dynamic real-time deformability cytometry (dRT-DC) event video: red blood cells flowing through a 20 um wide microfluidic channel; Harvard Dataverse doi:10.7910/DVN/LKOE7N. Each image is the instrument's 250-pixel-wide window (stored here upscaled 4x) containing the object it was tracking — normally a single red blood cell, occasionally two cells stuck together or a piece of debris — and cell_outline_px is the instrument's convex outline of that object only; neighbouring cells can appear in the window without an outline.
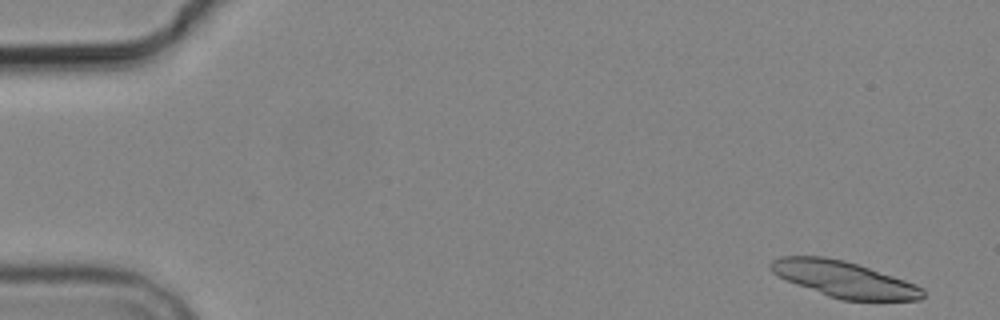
{"species": "common noctule bat (a hibernating species)", "species_latin": "Nyctalus noctula", "temperature_condition": "cold", "stored_images_in_passage": 3, "camera_frame_rate_fps": 3000, "um_per_image_px": 0.085, "animal": {"sex": "male", "body_mass_g": 19.2, "forearm_length_mm": 51.8}, "frame": {"image": 1, "passage_image": 1, "time_ms": 0.0, "image_size_px": [1000, 320], "cell_outline_px": [[924, 296], [920, 300], [840, 300], [828, 296], [796, 284], [772, 272], [768, 268], [768, 264], [772, 260], [780, 256], [824, 256], [844, 260], [916, 284], [924, 288]], "centroid_in_image_um": [71.72, 23.73], "position_along_channel_um": 13.3, "area_um2": 31.73}}